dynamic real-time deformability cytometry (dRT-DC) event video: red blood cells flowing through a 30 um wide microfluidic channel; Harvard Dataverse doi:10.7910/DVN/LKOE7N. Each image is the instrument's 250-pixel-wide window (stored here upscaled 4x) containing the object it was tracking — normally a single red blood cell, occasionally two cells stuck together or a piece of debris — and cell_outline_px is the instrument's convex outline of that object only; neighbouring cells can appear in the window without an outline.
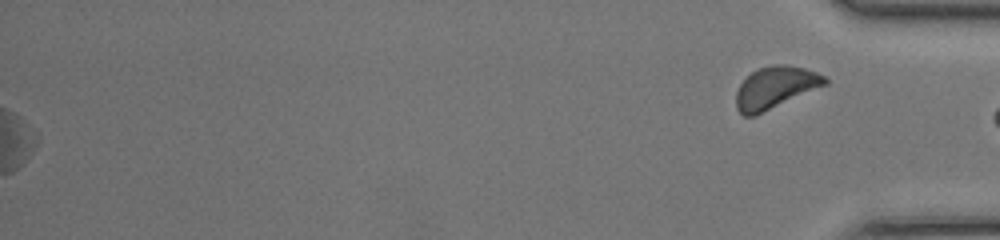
{"species": "common noctule bat (a hibernating species)", "species_latin": "Nyctalus noctula", "temperature_condition": "room temperature", "stored_images_in_passage": 49, "segment_of_instrument_passage": [2, 2], "camera_frame_rate_fps": 3000, "um_per_image_px": 0.085, "animal": {"sex": "female", "body_mass_g": 17.0, "forearm_length_mm": 48.0}, "frame": {"image": 1, "passage_image": 49, "time_ms": 16.0, "image_size_px": [1000, 240], "cell_outline_px": [[828, 84], [756, 116], [744, 116], [736, 108], [736, 92], [740, 84], [752, 72], [760, 68], [772, 64], [784, 64], [804, 68], [816, 72], [824, 76], [828, 80]], "centroid_in_image_um": [65.91, 7.46], "position_along_channel_um": 369.3, "area_um2": 21.79}}